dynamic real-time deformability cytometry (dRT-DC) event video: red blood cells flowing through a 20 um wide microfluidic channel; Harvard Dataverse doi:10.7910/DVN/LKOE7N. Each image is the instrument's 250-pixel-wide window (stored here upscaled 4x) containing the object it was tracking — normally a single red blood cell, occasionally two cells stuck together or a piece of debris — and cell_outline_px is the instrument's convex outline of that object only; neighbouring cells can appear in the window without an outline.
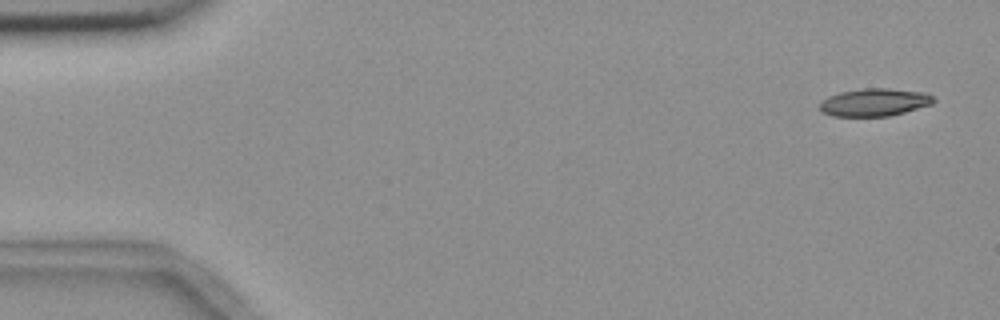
{"species": "common noctule bat (a hibernating species)", "species_latin": "Nyctalus noctula", "temperature_condition": "room temperature", "stored_images_in_passage": 5, "camera_frame_rate_fps": 3000, "um_per_image_px": 0.085, "animal": {"sex": "female", "body_mass_g": 18.4}, "frame": {"image": 1, "passage_image": 1, "time_ms": 0.0, "image_size_px": [1000, 320], "cell_outline_px": [[936, 100], [932, 104], [904, 112], [888, 116], [832, 116], [820, 112], [820, 100], [828, 96], [840, 92], [864, 88], [888, 88], [924, 92], [932, 96]], "centroid_in_image_um": [74.29, 8.69], "position_along_channel_um": 10.7, "area_um2": 18.44}}
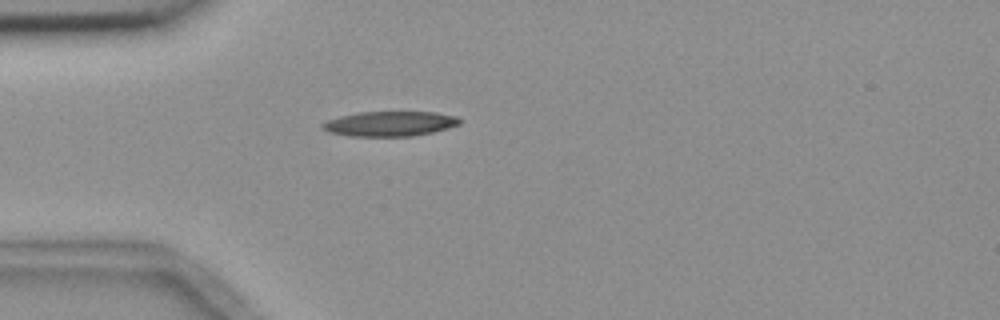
{"frame": {"image": 2, "passage_image": 5, "time_ms": 4.333, "image_size_px": [1000, 320], "cell_outline_px": [[460, 124], [448, 128], [432, 132], [412, 136], [352, 136], [328, 132], [320, 124], [328, 120], [340, 116], [356, 112], [436, 112], [456, 116], [460, 120]], "centroid_in_image_um": [33.14, 10.51], "position_along_channel_um": 51.9, "area_um2": 19.83}}